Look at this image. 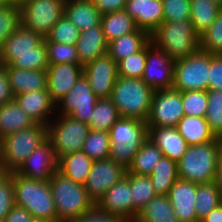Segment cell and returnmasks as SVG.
I'll list each match as a JSON object with an SVG mask.
<instances>
[{
	"label": "cell",
	"mask_w": 222,
	"mask_h": 222,
	"mask_svg": "<svg viewBox=\"0 0 222 222\" xmlns=\"http://www.w3.org/2000/svg\"><path fill=\"white\" fill-rule=\"evenodd\" d=\"M125 222H139V221L136 220V219H133V220H130V221H125Z\"/></svg>",
	"instance_id": "obj_60"
},
{
	"label": "cell",
	"mask_w": 222,
	"mask_h": 222,
	"mask_svg": "<svg viewBox=\"0 0 222 222\" xmlns=\"http://www.w3.org/2000/svg\"><path fill=\"white\" fill-rule=\"evenodd\" d=\"M126 2L127 0H92L101 15L125 9Z\"/></svg>",
	"instance_id": "obj_51"
},
{
	"label": "cell",
	"mask_w": 222,
	"mask_h": 222,
	"mask_svg": "<svg viewBox=\"0 0 222 222\" xmlns=\"http://www.w3.org/2000/svg\"><path fill=\"white\" fill-rule=\"evenodd\" d=\"M109 134V158L128 169L135 154L148 139L146 122L121 117L112 125Z\"/></svg>",
	"instance_id": "obj_7"
},
{
	"label": "cell",
	"mask_w": 222,
	"mask_h": 222,
	"mask_svg": "<svg viewBox=\"0 0 222 222\" xmlns=\"http://www.w3.org/2000/svg\"><path fill=\"white\" fill-rule=\"evenodd\" d=\"M125 11L135 20L139 29L150 35L164 19L162 0H127Z\"/></svg>",
	"instance_id": "obj_22"
},
{
	"label": "cell",
	"mask_w": 222,
	"mask_h": 222,
	"mask_svg": "<svg viewBox=\"0 0 222 222\" xmlns=\"http://www.w3.org/2000/svg\"><path fill=\"white\" fill-rule=\"evenodd\" d=\"M93 162L84 151H77L58 160V171L74 182L84 185Z\"/></svg>",
	"instance_id": "obj_30"
},
{
	"label": "cell",
	"mask_w": 222,
	"mask_h": 222,
	"mask_svg": "<svg viewBox=\"0 0 222 222\" xmlns=\"http://www.w3.org/2000/svg\"><path fill=\"white\" fill-rule=\"evenodd\" d=\"M49 64H80L76 45L45 41Z\"/></svg>",
	"instance_id": "obj_44"
},
{
	"label": "cell",
	"mask_w": 222,
	"mask_h": 222,
	"mask_svg": "<svg viewBox=\"0 0 222 222\" xmlns=\"http://www.w3.org/2000/svg\"><path fill=\"white\" fill-rule=\"evenodd\" d=\"M181 99L186 116L205 117L208 107L207 91H184L181 92Z\"/></svg>",
	"instance_id": "obj_45"
},
{
	"label": "cell",
	"mask_w": 222,
	"mask_h": 222,
	"mask_svg": "<svg viewBox=\"0 0 222 222\" xmlns=\"http://www.w3.org/2000/svg\"><path fill=\"white\" fill-rule=\"evenodd\" d=\"M163 156V152L148 138L135 154L126 173L150 176Z\"/></svg>",
	"instance_id": "obj_32"
},
{
	"label": "cell",
	"mask_w": 222,
	"mask_h": 222,
	"mask_svg": "<svg viewBox=\"0 0 222 222\" xmlns=\"http://www.w3.org/2000/svg\"><path fill=\"white\" fill-rule=\"evenodd\" d=\"M184 116L181 91L171 88L153 92L151 110L146 121L148 127H176Z\"/></svg>",
	"instance_id": "obj_13"
},
{
	"label": "cell",
	"mask_w": 222,
	"mask_h": 222,
	"mask_svg": "<svg viewBox=\"0 0 222 222\" xmlns=\"http://www.w3.org/2000/svg\"><path fill=\"white\" fill-rule=\"evenodd\" d=\"M1 142H2V139L0 138V155H1Z\"/></svg>",
	"instance_id": "obj_61"
},
{
	"label": "cell",
	"mask_w": 222,
	"mask_h": 222,
	"mask_svg": "<svg viewBox=\"0 0 222 222\" xmlns=\"http://www.w3.org/2000/svg\"><path fill=\"white\" fill-rule=\"evenodd\" d=\"M108 43L101 23L86 31L80 32V36L76 42L80 65L84 66L92 60L106 55Z\"/></svg>",
	"instance_id": "obj_24"
},
{
	"label": "cell",
	"mask_w": 222,
	"mask_h": 222,
	"mask_svg": "<svg viewBox=\"0 0 222 222\" xmlns=\"http://www.w3.org/2000/svg\"><path fill=\"white\" fill-rule=\"evenodd\" d=\"M14 101L36 124L47 125L56 114V103L47 89L18 94Z\"/></svg>",
	"instance_id": "obj_20"
},
{
	"label": "cell",
	"mask_w": 222,
	"mask_h": 222,
	"mask_svg": "<svg viewBox=\"0 0 222 222\" xmlns=\"http://www.w3.org/2000/svg\"><path fill=\"white\" fill-rule=\"evenodd\" d=\"M129 173L114 184L98 200L95 206L104 212L119 217L124 222L133 220V198L131 197Z\"/></svg>",
	"instance_id": "obj_18"
},
{
	"label": "cell",
	"mask_w": 222,
	"mask_h": 222,
	"mask_svg": "<svg viewBox=\"0 0 222 222\" xmlns=\"http://www.w3.org/2000/svg\"><path fill=\"white\" fill-rule=\"evenodd\" d=\"M163 21L174 22L191 19V0H162Z\"/></svg>",
	"instance_id": "obj_48"
},
{
	"label": "cell",
	"mask_w": 222,
	"mask_h": 222,
	"mask_svg": "<svg viewBox=\"0 0 222 222\" xmlns=\"http://www.w3.org/2000/svg\"><path fill=\"white\" fill-rule=\"evenodd\" d=\"M148 138L163 152L164 156L178 162L189 145L176 127H148Z\"/></svg>",
	"instance_id": "obj_23"
},
{
	"label": "cell",
	"mask_w": 222,
	"mask_h": 222,
	"mask_svg": "<svg viewBox=\"0 0 222 222\" xmlns=\"http://www.w3.org/2000/svg\"><path fill=\"white\" fill-rule=\"evenodd\" d=\"M150 41V34L138 29L133 33H128L110 41L107 54L118 63L130 54L141 51Z\"/></svg>",
	"instance_id": "obj_27"
},
{
	"label": "cell",
	"mask_w": 222,
	"mask_h": 222,
	"mask_svg": "<svg viewBox=\"0 0 222 222\" xmlns=\"http://www.w3.org/2000/svg\"><path fill=\"white\" fill-rule=\"evenodd\" d=\"M47 139V125L36 124L2 138L0 171L15 172L26 158Z\"/></svg>",
	"instance_id": "obj_8"
},
{
	"label": "cell",
	"mask_w": 222,
	"mask_h": 222,
	"mask_svg": "<svg viewBox=\"0 0 222 222\" xmlns=\"http://www.w3.org/2000/svg\"><path fill=\"white\" fill-rule=\"evenodd\" d=\"M176 128L189 146L204 144L216 138L205 117L185 115Z\"/></svg>",
	"instance_id": "obj_28"
},
{
	"label": "cell",
	"mask_w": 222,
	"mask_h": 222,
	"mask_svg": "<svg viewBox=\"0 0 222 222\" xmlns=\"http://www.w3.org/2000/svg\"><path fill=\"white\" fill-rule=\"evenodd\" d=\"M15 205L28 210L35 220L59 222L49 181L22 177L13 172Z\"/></svg>",
	"instance_id": "obj_2"
},
{
	"label": "cell",
	"mask_w": 222,
	"mask_h": 222,
	"mask_svg": "<svg viewBox=\"0 0 222 222\" xmlns=\"http://www.w3.org/2000/svg\"><path fill=\"white\" fill-rule=\"evenodd\" d=\"M54 117L55 120L47 124V139L53 146L56 158L59 160L67 154L81 151L91 130L89 125L68 115L56 114Z\"/></svg>",
	"instance_id": "obj_9"
},
{
	"label": "cell",
	"mask_w": 222,
	"mask_h": 222,
	"mask_svg": "<svg viewBox=\"0 0 222 222\" xmlns=\"http://www.w3.org/2000/svg\"><path fill=\"white\" fill-rule=\"evenodd\" d=\"M222 203V191L215 181L196 184L195 211L200 221Z\"/></svg>",
	"instance_id": "obj_35"
},
{
	"label": "cell",
	"mask_w": 222,
	"mask_h": 222,
	"mask_svg": "<svg viewBox=\"0 0 222 222\" xmlns=\"http://www.w3.org/2000/svg\"><path fill=\"white\" fill-rule=\"evenodd\" d=\"M8 4H10L7 0H0V8L1 7H5L7 6Z\"/></svg>",
	"instance_id": "obj_56"
},
{
	"label": "cell",
	"mask_w": 222,
	"mask_h": 222,
	"mask_svg": "<svg viewBox=\"0 0 222 222\" xmlns=\"http://www.w3.org/2000/svg\"><path fill=\"white\" fill-rule=\"evenodd\" d=\"M83 75L96 96L110 98L118 77L117 63L106 54L84 65Z\"/></svg>",
	"instance_id": "obj_17"
},
{
	"label": "cell",
	"mask_w": 222,
	"mask_h": 222,
	"mask_svg": "<svg viewBox=\"0 0 222 222\" xmlns=\"http://www.w3.org/2000/svg\"><path fill=\"white\" fill-rule=\"evenodd\" d=\"M101 26L108 42L139 29L125 9L101 15Z\"/></svg>",
	"instance_id": "obj_31"
},
{
	"label": "cell",
	"mask_w": 222,
	"mask_h": 222,
	"mask_svg": "<svg viewBox=\"0 0 222 222\" xmlns=\"http://www.w3.org/2000/svg\"><path fill=\"white\" fill-rule=\"evenodd\" d=\"M33 215L23 207L14 205L3 222H33Z\"/></svg>",
	"instance_id": "obj_53"
},
{
	"label": "cell",
	"mask_w": 222,
	"mask_h": 222,
	"mask_svg": "<svg viewBox=\"0 0 222 222\" xmlns=\"http://www.w3.org/2000/svg\"><path fill=\"white\" fill-rule=\"evenodd\" d=\"M174 64V60L150 41L147 44V61L141 79L154 91L171 89L174 81Z\"/></svg>",
	"instance_id": "obj_14"
},
{
	"label": "cell",
	"mask_w": 222,
	"mask_h": 222,
	"mask_svg": "<svg viewBox=\"0 0 222 222\" xmlns=\"http://www.w3.org/2000/svg\"><path fill=\"white\" fill-rule=\"evenodd\" d=\"M58 171L56 158L51 142H42L15 171L16 174L35 180L49 181Z\"/></svg>",
	"instance_id": "obj_16"
},
{
	"label": "cell",
	"mask_w": 222,
	"mask_h": 222,
	"mask_svg": "<svg viewBox=\"0 0 222 222\" xmlns=\"http://www.w3.org/2000/svg\"><path fill=\"white\" fill-rule=\"evenodd\" d=\"M64 15L80 32L101 23V14L92 3V0H65Z\"/></svg>",
	"instance_id": "obj_26"
},
{
	"label": "cell",
	"mask_w": 222,
	"mask_h": 222,
	"mask_svg": "<svg viewBox=\"0 0 222 222\" xmlns=\"http://www.w3.org/2000/svg\"><path fill=\"white\" fill-rule=\"evenodd\" d=\"M208 107L205 119L216 137L222 138V90H207Z\"/></svg>",
	"instance_id": "obj_41"
},
{
	"label": "cell",
	"mask_w": 222,
	"mask_h": 222,
	"mask_svg": "<svg viewBox=\"0 0 222 222\" xmlns=\"http://www.w3.org/2000/svg\"><path fill=\"white\" fill-rule=\"evenodd\" d=\"M210 53L198 50L184 59L175 61L173 89L184 92L208 90Z\"/></svg>",
	"instance_id": "obj_11"
},
{
	"label": "cell",
	"mask_w": 222,
	"mask_h": 222,
	"mask_svg": "<svg viewBox=\"0 0 222 222\" xmlns=\"http://www.w3.org/2000/svg\"><path fill=\"white\" fill-rule=\"evenodd\" d=\"M222 138L189 146L177 162L179 178L196 184L215 181Z\"/></svg>",
	"instance_id": "obj_6"
},
{
	"label": "cell",
	"mask_w": 222,
	"mask_h": 222,
	"mask_svg": "<svg viewBox=\"0 0 222 222\" xmlns=\"http://www.w3.org/2000/svg\"><path fill=\"white\" fill-rule=\"evenodd\" d=\"M199 49L212 55H222V9L212 25L199 35Z\"/></svg>",
	"instance_id": "obj_40"
},
{
	"label": "cell",
	"mask_w": 222,
	"mask_h": 222,
	"mask_svg": "<svg viewBox=\"0 0 222 222\" xmlns=\"http://www.w3.org/2000/svg\"><path fill=\"white\" fill-rule=\"evenodd\" d=\"M6 71L14 96L31 91L47 89L46 70L19 69L10 65H2Z\"/></svg>",
	"instance_id": "obj_25"
},
{
	"label": "cell",
	"mask_w": 222,
	"mask_h": 222,
	"mask_svg": "<svg viewBox=\"0 0 222 222\" xmlns=\"http://www.w3.org/2000/svg\"><path fill=\"white\" fill-rule=\"evenodd\" d=\"M41 34L20 25L0 47V65L19 69L47 70V48Z\"/></svg>",
	"instance_id": "obj_1"
},
{
	"label": "cell",
	"mask_w": 222,
	"mask_h": 222,
	"mask_svg": "<svg viewBox=\"0 0 222 222\" xmlns=\"http://www.w3.org/2000/svg\"><path fill=\"white\" fill-rule=\"evenodd\" d=\"M59 222H69L91 211L95 203L85 186L57 171L49 180Z\"/></svg>",
	"instance_id": "obj_5"
},
{
	"label": "cell",
	"mask_w": 222,
	"mask_h": 222,
	"mask_svg": "<svg viewBox=\"0 0 222 222\" xmlns=\"http://www.w3.org/2000/svg\"><path fill=\"white\" fill-rule=\"evenodd\" d=\"M191 22L198 35L215 21L222 6L211 0H191Z\"/></svg>",
	"instance_id": "obj_36"
},
{
	"label": "cell",
	"mask_w": 222,
	"mask_h": 222,
	"mask_svg": "<svg viewBox=\"0 0 222 222\" xmlns=\"http://www.w3.org/2000/svg\"><path fill=\"white\" fill-rule=\"evenodd\" d=\"M139 222H180L167 195H157L138 212Z\"/></svg>",
	"instance_id": "obj_33"
},
{
	"label": "cell",
	"mask_w": 222,
	"mask_h": 222,
	"mask_svg": "<svg viewBox=\"0 0 222 222\" xmlns=\"http://www.w3.org/2000/svg\"><path fill=\"white\" fill-rule=\"evenodd\" d=\"M129 184L133 198V219H136L138 212L143 209L150 200L157 196L149 176L129 173Z\"/></svg>",
	"instance_id": "obj_38"
},
{
	"label": "cell",
	"mask_w": 222,
	"mask_h": 222,
	"mask_svg": "<svg viewBox=\"0 0 222 222\" xmlns=\"http://www.w3.org/2000/svg\"><path fill=\"white\" fill-rule=\"evenodd\" d=\"M9 3H15V4H18V5H20L22 2H23V0H7Z\"/></svg>",
	"instance_id": "obj_57"
},
{
	"label": "cell",
	"mask_w": 222,
	"mask_h": 222,
	"mask_svg": "<svg viewBox=\"0 0 222 222\" xmlns=\"http://www.w3.org/2000/svg\"><path fill=\"white\" fill-rule=\"evenodd\" d=\"M200 222H222V203L202 218Z\"/></svg>",
	"instance_id": "obj_54"
},
{
	"label": "cell",
	"mask_w": 222,
	"mask_h": 222,
	"mask_svg": "<svg viewBox=\"0 0 222 222\" xmlns=\"http://www.w3.org/2000/svg\"><path fill=\"white\" fill-rule=\"evenodd\" d=\"M153 92L141 78L118 76L110 99L121 117L146 122L151 110Z\"/></svg>",
	"instance_id": "obj_3"
},
{
	"label": "cell",
	"mask_w": 222,
	"mask_h": 222,
	"mask_svg": "<svg viewBox=\"0 0 222 222\" xmlns=\"http://www.w3.org/2000/svg\"><path fill=\"white\" fill-rule=\"evenodd\" d=\"M79 36L80 30L67 18L66 15H63L53 25L50 33L45 37L44 41L76 45Z\"/></svg>",
	"instance_id": "obj_42"
},
{
	"label": "cell",
	"mask_w": 222,
	"mask_h": 222,
	"mask_svg": "<svg viewBox=\"0 0 222 222\" xmlns=\"http://www.w3.org/2000/svg\"><path fill=\"white\" fill-rule=\"evenodd\" d=\"M82 151H84L93 161L109 158V132L90 130L84 141Z\"/></svg>",
	"instance_id": "obj_39"
},
{
	"label": "cell",
	"mask_w": 222,
	"mask_h": 222,
	"mask_svg": "<svg viewBox=\"0 0 222 222\" xmlns=\"http://www.w3.org/2000/svg\"><path fill=\"white\" fill-rule=\"evenodd\" d=\"M19 6L21 25L44 38L65 12V0H23Z\"/></svg>",
	"instance_id": "obj_10"
},
{
	"label": "cell",
	"mask_w": 222,
	"mask_h": 222,
	"mask_svg": "<svg viewBox=\"0 0 222 222\" xmlns=\"http://www.w3.org/2000/svg\"><path fill=\"white\" fill-rule=\"evenodd\" d=\"M91 116L89 128L105 132H109L112 125L121 118L117 107L110 98H99Z\"/></svg>",
	"instance_id": "obj_37"
},
{
	"label": "cell",
	"mask_w": 222,
	"mask_h": 222,
	"mask_svg": "<svg viewBox=\"0 0 222 222\" xmlns=\"http://www.w3.org/2000/svg\"><path fill=\"white\" fill-rule=\"evenodd\" d=\"M215 182L222 191V140L219 148L218 167Z\"/></svg>",
	"instance_id": "obj_55"
},
{
	"label": "cell",
	"mask_w": 222,
	"mask_h": 222,
	"mask_svg": "<svg viewBox=\"0 0 222 222\" xmlns=\"http://www.w3.org/2000/svg\"><path fill=\"white\" fill-rule=\"evenodd\" d=\"M69 222H124L119 217L113 216L107 212L99 210L96 206L82 216Z\"/></svg>",
	"instance_id": "obj_50"
},
{
	"label": "cell",
	"mask_w": 222,
	"mask_h": 222,
	"mask_svg": "<svg viewBox=\"0 0 222 222\" xmlns=\"http://www.w3.org/2000/svg\"><path fill=\"white\" fill-rule=\"evenodd\" d=\"M33 222H49V221H45V220H35Z\"/></svg>",
	"instance_id": "obj_59"
},
{
	"label": "cell",
	"mask_w": 222,
	"mask_h": 222,
	"mask_svg": "<svg viewBox=\"0 0 222 222\" xmlns=\"http://www.w3.org/2000/svg\"><path fill=\"white\" fill-rule=\"evenodd\" d=\"M21 25L20 6L10 3L0 8V47Z\"/></svg>",
	"instance_id": "obj_46"
},
{
	"label": "cell",
	"mask_w": 222,
	"mask_h": 222,
	"mask_svg": "<svg viewBox=\"0 0 222 222\" xmlns=\"http://www.w3.org/2000/svg\"><path fill=\"white\" fill-rule=\"evenodd\" d=\"M167 196L180 222H200L195 211L196 183L179 178Z\"/></svg>",
	"instance_id": "obj_21"
},
{
	"label": "cell",
	"mask_w": 222,
	"mask_h": 222,
	"mask_svg": "<svg viewBox=\"0 0 222 222\" xmlns=\"http://www.w3.org/2000/svg\"><path fill=\"white\" fill-rule=\"evenodd\" d=\"M151 42L177 61L199 50V35L191 19L162 24L150 35Z\"/></svg>",
	"instance_id": "obj_4"
},
{
	"label": "cell",
	"mask_w": 222,
	"mask_h": 222,
	"mask_svg": "<svg viewBox=\"0 0 222 222\" xmlns=\"http://www.w3.org/2000/svg\"><path fill=\"white\" fill-rule=\"evenodd\" d=\"M98 99L99 97L93 93L88 79L82 75L69 93L56 104V114L68 115L90 125L91 115Z\"/></svg>",
	"instance_id": "obj_12"
},
{
	"label": "cell",
	"mask_w": 222,
	"mask_h": 222,
	"mask_svg": "<svg viewBox=\"0 0 222 222\" xmlns=\"http://www.w3.org/2000/svg\"><path fill=\"white\" fill-rule=\"evenodd\" d=\"M14 94L11 91L6 69L0 65V106L14 101Z\"/></svg>",
	"instance_id": "obj_52"
},
{
	"label": "cell",
	"mask_w": 222,
	"mask_h": 222,
	"mask_svg": "<svg viewBox=\"0 0 222 222\" xmlns=\"http://www.w3.org/2000/svg\"><path fill=\"white\" fill-rule=\"evenodd\" d=\"M47 90L57 104L83 75L80 64H49L47 70Z\"/></svg>",
	"instance_id": "obj_19"
},
{
	"label": "cell",
	"mask_w": 222,
	"mask_h": 222,
	"mask_svg": "<svg viewBox=\"0 0 222 222\" xmlns=\"http://www.w3.org/2000/svg\"><path fill=\"white\" fill-rule=\"evenodd\" d=\"M149 177L157 195H168L175 181L179 179L178 164L169 157L163 156Z\"/></svg>",
	"instance_id": "obj_34"
},
{
	"label": "cell",
	"mask_w": 222,
	"mask_h": 222,
	"mask_svg": "<svg viewBox=\"0 0 222 222\" xmlns=\"http://www.w3.org/2000/svg\"><path fill=\"white\" fill-rule=\"evenodd\" d=\"M14 205L13 172L0 171V222H3Z\"/></svg>",
	"instance_id": "obj_47"
},
{
	"label": "cell",
	"mask_w": 222,
	"mask_h": 222,
	"mask_svg": "<svg viewBox=\"0 0 222 222\" xmlns=\"http://www.w3.org/2000/svg\"><path fill=\"white\" fill-rule=\"evenodd\" d=\"M208 89L222 90V55L210 54Z\"/></svg>",
	"instance_id": "obj_49"
},
{
	"label": "cell",
	"mask_w": 222,
	"mask_h": 222,
	"mask_svg": "<svg viewBox=\"0 0 222 222\" xmlns=\"http://www.w3.org/2000/svg\"><path fill=\"white\" fill-rule=\"evenodd\" d=\"M36 125L15 101L0 106V138Z\"/></svg>",
	"instance_id": "obj_29"
},
{
	"label": "cell",
	"mask_w": 222,
	"mask_h": 222,
	"mask_svg": "<svg viewBox=\"0 0 222 222\" xmlns=\"http://www.w3.org/2000/svg\"><path fill=\"white\" fill-rule=\"evenodd\" d=\"M126 172L127 169L110 158L94 161L84 183L89 198L96 204L107 190L125 177Z\"/></svg>",
	"instance_id": "obj_15"
},
{
	"label": "cell",
	"mask_w": 222,
	"mask_h": 222,
	"mask_svg": "<svg viewBox=\"0 0 222 222\" xmlns=\"http://www.w3.org/2000/svg\"><path fill=\"white\" fill-rule=\"evenodd\" d=\"M211 1L216 2L217 4L222 6V0H211Z\"/></svg>",
	"instance_id": "obj_58"
},
{
	"label": "cell",
	"mask_w": 222,
	"mask_h": 222,
	"mask_svg": "<svg viewBox=\"0 0 222 222\" xmlns=\"http://www.w3.org/2000/svg\"><path fill=\"white\" fill-rule=\"evenodd\" d=\"M147 61V45L137 53L117 63L118 76L125 78H142Z\"/></svg>",
	"instance_id": "obj_43"
}]
</instances>
